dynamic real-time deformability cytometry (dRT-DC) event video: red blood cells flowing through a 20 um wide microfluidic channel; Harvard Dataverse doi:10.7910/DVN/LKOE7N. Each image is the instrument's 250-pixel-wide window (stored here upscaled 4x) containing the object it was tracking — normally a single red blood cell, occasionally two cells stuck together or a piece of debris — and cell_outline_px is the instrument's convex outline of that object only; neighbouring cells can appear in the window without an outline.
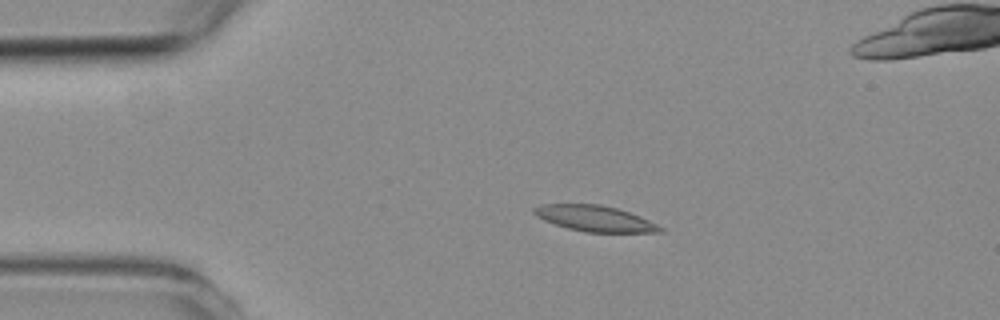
{"species": "common noctule bat (a hibernating species)", "species_latin": "Nyctalus noctula", "temperature_condition": "room temperature", "stored_images_in_passage": 3, "camera_frame_rate_fps": 3000, "um_per_image_px": 0.085, "animal": {"sex": "female", "body_mass_g": 19.3, "forearm_length_mm": 54.1}, "frame": {"image": 1, "passage_image": 2, "time_ms": 1.0, "image_size_px": [1000, 320], "cell_outline_px": [[664, 232], [584, 232], [568, 228], [544, 220], [536, 216], [532, 212], [532, 208], [544, 204], [600, 204], [616, 208], [628, 212], [648, 220], [664, 228]], "centroid_in_image_um": [50.54, 18.57], "position_along_channel_um": 34.5, "area_um2": 18.79}}